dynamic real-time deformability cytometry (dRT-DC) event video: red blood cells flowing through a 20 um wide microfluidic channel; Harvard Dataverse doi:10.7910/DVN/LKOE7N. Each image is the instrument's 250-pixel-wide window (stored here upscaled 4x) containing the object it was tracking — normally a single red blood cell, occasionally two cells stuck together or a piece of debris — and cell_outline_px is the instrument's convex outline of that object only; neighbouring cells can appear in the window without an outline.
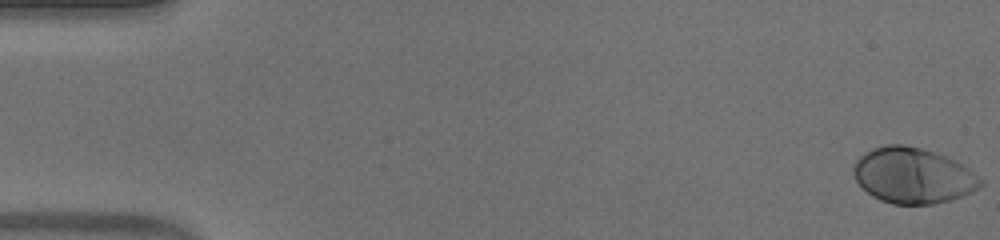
{"species": "human", "species_latin": "Homo sapiens", "temperature_condition": "warm", "stored_images_in_passage": 52, "camera_frame_rate_fps": 3000, "um_per_image_px": 0.085, "donor": {"sex": "male"}, "frame": {"image": 1, "passage_image": 1, "time_ms": 0.0, "image_size_px": [1000, 240], "cell_outline_px": [[984, 184], [972, 192], [964, 196], [952, 200], [932, 204], [892, 204], [880, 200], [872, 196], [860, 188], [852, 172], [852, 168], [856, 160], [860, 156], [872, 148], [888, 144], [904, 144], [920, 148], [944, 156], [968, 168], [984, 180]], "centroid_in_image_um": [77.58, 14.94], "position_along_channel_um": 7.4, "area_um2": 41.38}}
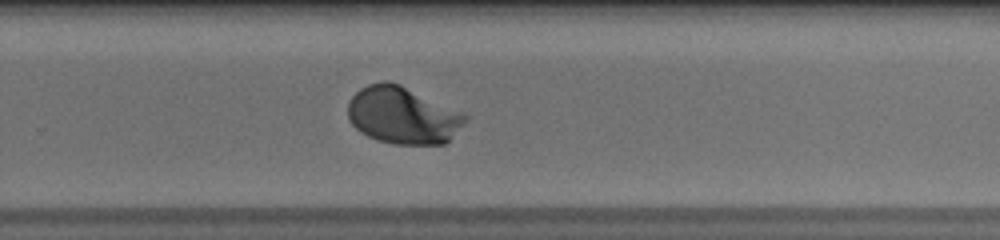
{"frame": {"image": 2, "passage_image": 35, "time_ms": 11.333, "image_size_px": [1000, 240], "cell_outline_px": [[468, 120], [444, 144], [396, 144], [376, 140], [360, 132], [348, 120], [348, 100], [360, 88], [368, 84], [380, 80], [388, 80], [400, 84], [464, 112], [468, 116]], "centroid_in_image_um": [34.22, 9.78], "position_along_channel_um": 295.6, "area_um2": 39.42}}
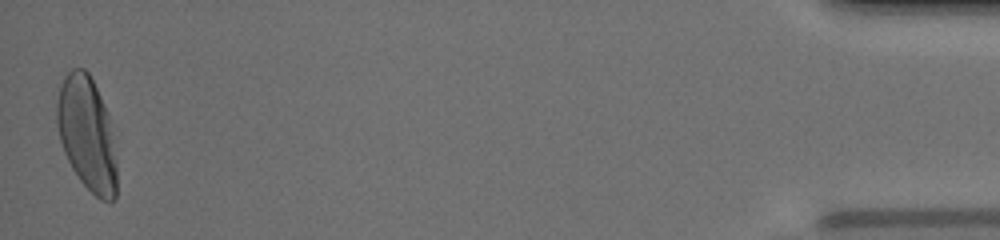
{"frame": {"image": 3, "passage_image": 52, "time_ms": 17.0, "image_size_px": [1000, 240], "cell_outline_px": [[116, 196], [112, 200], [100, 200], [80, 180], [72, 168], [64, 152], [60, 140], [56, 124], [56, 104], [60, 88], [64, 76], [72, 68], [84, 68], [88, 72], [104, 104], [108, 116], [116, 164]], "centroid_in_image_um": [7.36, 11.36], "position_along_channel_um": 427.8, "area_um2": 39.19}, "authors_computed_cell_mechanics": {"area_um2": 38.4948, "velocity_mm_per_s": 3.935, "shape_relaxation_time_tau1_ms": 2.196, "shape_relaxation_time_tau2_ms": null, "deformation_change_tau1": 0.1725, "deformation_change_tau2": null}}